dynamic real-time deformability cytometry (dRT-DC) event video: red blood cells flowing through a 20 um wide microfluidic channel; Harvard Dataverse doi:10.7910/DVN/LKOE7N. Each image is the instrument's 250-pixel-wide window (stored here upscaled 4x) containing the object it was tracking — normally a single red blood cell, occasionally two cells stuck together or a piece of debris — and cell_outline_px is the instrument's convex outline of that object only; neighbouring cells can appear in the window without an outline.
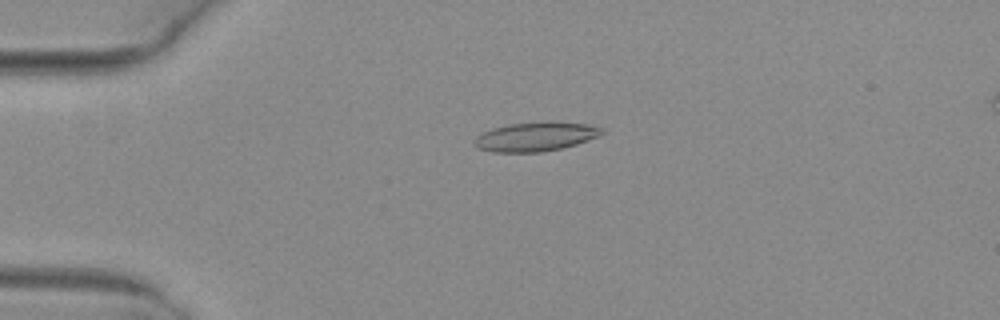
{"species": "common noctule bat (a hibernating species)", "species_latin": "Nyctalus noctula", "temperature_condition": "warm", "stored_images_in_passage": 52, "camera_frame_rate_fps": 3000, "um_per_image_px": 0.085, "animal": {"sex": "female", "body_mass_g": 29.2, "forearm_length_mm": 56.3}, "frame": {"image": 1, "passage_image": 13, "time_ms": 4.0, "image_size_px": [1000, 320], "cell_outline_px": [[604, 132], [600, 136], [576, 144], [560, 148], [540, 152], [492, 152], [480, 148], [472, 140], [476, 136], [492, 128], [508, 124], [540, 120], [560, 120], [588, 124], [604, 128]], "centroid_in_image_um": [45.58, 11.57], "position_along_channel_um": 39.4, "area_um2": 22.14}}
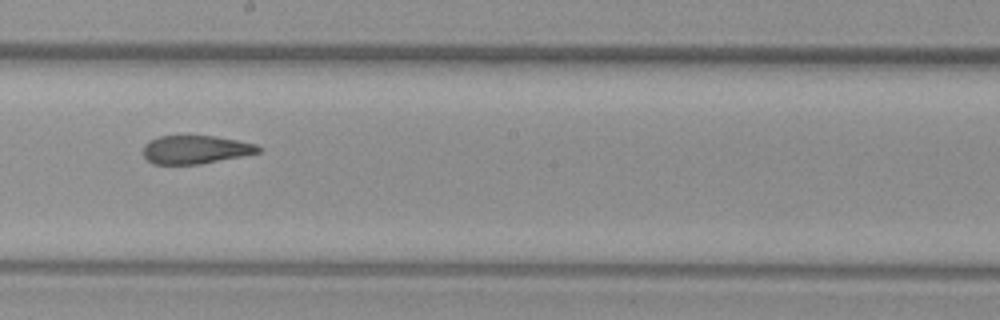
{"frame": {"image": 2, "passage_image": 30, "time_ms": 9.667, "image_size_px": [1000, 320], "cell_outline_px": [[264, 148], [260, 152], [200, 164], [152, 164], [144, 156], [144, 144], [160, 136], [216, 136], [256, 144]], "centroid_in_image_um": [16.64, 12.71], "position_along_channel_um": 231.6, "area_um2": 18.84}}
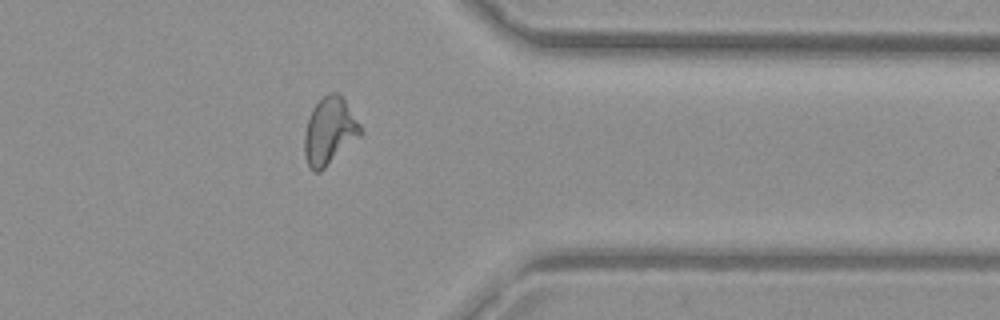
{"frame": {"image": 3, "passage_image": 42, "time_ms": 13.667, "image_size_px": [1000, 320], "cell_outline_px": [[364, 132], [360, 136], [320, 172], [312, 172], [304, 156], [304, 132], [308, 116], [312, 108], [328, 92], [340, 92], [360, 124]], "centroid_in_image_um": [28.0, 11.13], "position_along_channel_um": 383.4, "area_um2": 22.14}, "authors_computed_cell_mechanics": {"area_um2": 21.2415, "velocity_mm_per_s": 4.0327, "shape_relaxation_time_tau1_ms": null, "shape_relaxation_time_tau2_ms": 2.4747, "deformation_change_tau1": null, "deformation_change_tau2": 0.1111}}